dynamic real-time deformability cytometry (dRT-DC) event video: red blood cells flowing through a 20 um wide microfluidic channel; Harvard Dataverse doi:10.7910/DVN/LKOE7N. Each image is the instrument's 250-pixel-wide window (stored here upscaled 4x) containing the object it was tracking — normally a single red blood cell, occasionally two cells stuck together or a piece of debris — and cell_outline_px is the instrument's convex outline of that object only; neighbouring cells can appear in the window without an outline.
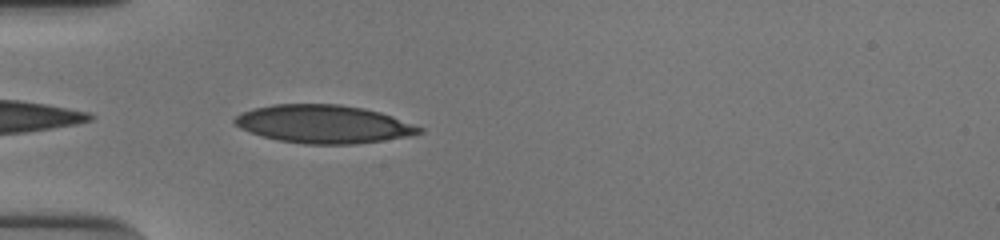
{"species": "human", "species_latin": "Homo sapiens", "temperature_condition": "cold", "stored_images_in_passage": 35, "camera_frame_rate_fps": 3000, "um_per_image_px": 0.085, "donor": {"sex": "male"}, "frame": {"image": 1, "passage_image": 1, "time_ms": 0.0, "image_size_px": [1000, 240], "cell_outline_px": [[424, 132], [408, 136], [384, 140], [356, 144], [304, 144], [280, 140], [264, 136], [240, 128], [232, 120], [236, 116], [244, 112], [256, 108], [272, 104], [340, 104], [364, 108], [380, 112], [392, 116], [424, 128]], "centroid_in_image_um": [27.55, 10.54], "position_along_channel_um": 57.5, "area_um2": 40.81}}
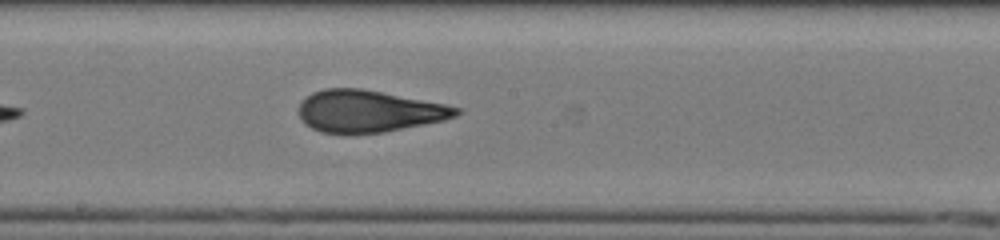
{"frame": {"image": 2, "passage_image": 14, "time_ms": 4.333, "image_size_px": [1000, 240], "cell_outline_px": [[464, 112], [456, 116], [444, 120], [384, 132], [320, 132], [304, 124], [300, 116], [300, 100], [312, 92], [324, 88], [360, 88], [444, 104], [460, 108]], "centroid_in_image_um": [31.33, 9.43], "position_along_channel_um": 216.9, "area_um2": 38.03}}
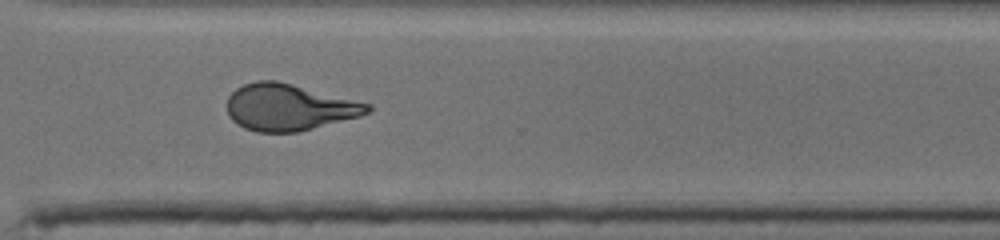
{"frame": {"image": 3, "passage_image": 24, "time_ms": 7.667, "image_size_px": [1000, 240], "cell_outline_px": [[372, 108], [368, 112], [360, 116], [296, 132], [256, 132], [244, 128], [232, 120], [228, 116], [228, 96], [236, 88], [244, 84], [256, 80], [276, 80], [372, 104]], "centroid_in_image_um": [24.54, 9.11], "position_along_channel_um": 346.1, "area_um2": 37.92}, "authors_computed_cell_mechanics": {"area_um2": 38.726, "velocity_mm_per_s": 3.8704, "shape_relaxation_time_tau1_ms": null, "shape_relaxation_time_tau2_ms": 1.0346, "deformation_change_tau1": null, "deformation_change_tau2": 0.0669}}